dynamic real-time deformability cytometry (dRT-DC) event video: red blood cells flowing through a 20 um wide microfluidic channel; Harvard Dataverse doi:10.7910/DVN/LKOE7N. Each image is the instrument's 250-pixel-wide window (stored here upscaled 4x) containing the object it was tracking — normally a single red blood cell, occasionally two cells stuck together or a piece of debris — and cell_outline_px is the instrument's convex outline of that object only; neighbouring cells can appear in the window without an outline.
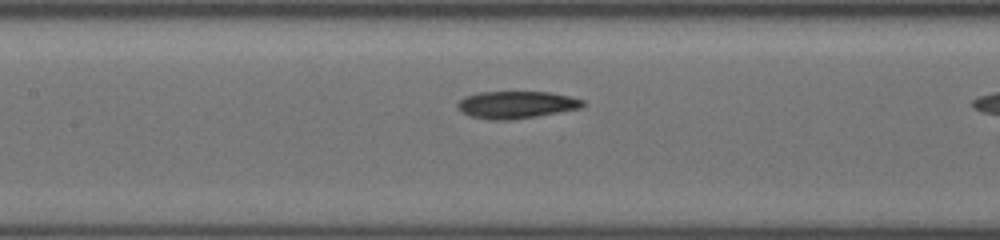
{"species": "common noctule bat (a hibernating species)", "species_latin": "Nyctalus noctula", "temperature_condition": "cold", "stored_images_in_passage": 18, "camera_frame_rate_fps": 3000, "um_per_image_px": 0.085, "animal": {"sex": "female", "body_mass_g": 19.5, "forearm_length_mm": 54.1}, "frame": {"image": 1, "passage_image": 14, "time_ms": 4.667, "image_size_px": [1000, 240], "cell_outline_px": [[584, 104], [580, 108], [536, 116], [512, 120], [488, 120], [472, 116], [460, 112], [456, 104], [464, 96], [480, 92], [548, 92], [568, 96], [584, 100]], "centroid_in_image_um": [43.83, 8.91], "position_along_channel_um": 163.6, "area_um2": 19.83}}